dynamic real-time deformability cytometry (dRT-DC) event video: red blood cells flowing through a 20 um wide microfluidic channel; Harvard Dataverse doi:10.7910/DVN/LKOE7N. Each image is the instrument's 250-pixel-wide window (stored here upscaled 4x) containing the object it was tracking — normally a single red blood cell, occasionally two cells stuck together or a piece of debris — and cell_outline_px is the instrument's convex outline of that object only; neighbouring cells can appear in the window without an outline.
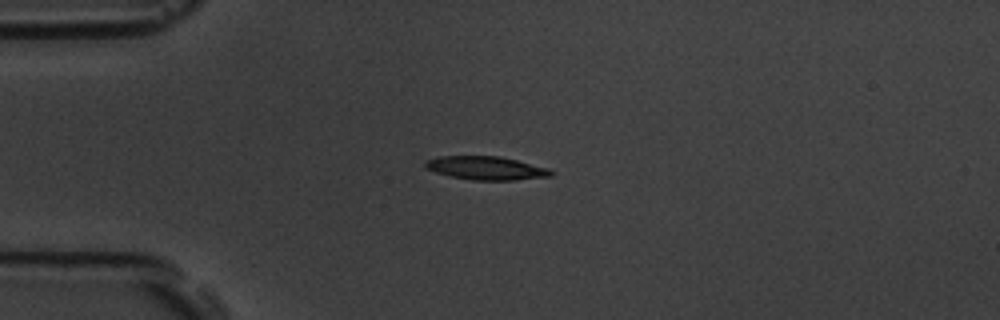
{"species": "common noctule bat (a hibernating species)", "species_latin": "Nyctalus noctula", "temperature_condition": "room temperature", "stored_images_in_passage": 44, "camera_frame_rate_fps": 3000, "um_per_image_px": 0.085, "animal": {"sex": "male", "body_mass_g": 19.5, "forearm_length_mm": 54.6}, "frame": {"image": 1, "passage_image": 1, "time_ms": 0.0, "image_size_px": [1000, 320], "cell_outline_px": [[556, 172], [552, 176], [516, 180], [472, 180], [448, 176], [424, 168], [424, 160], [440, 156], [500, 156], [548, 168]], "centroid_in_image_um": [41.3, 14.29], "position_along_channel_um": 43.7, "area_um2": 17.34}}
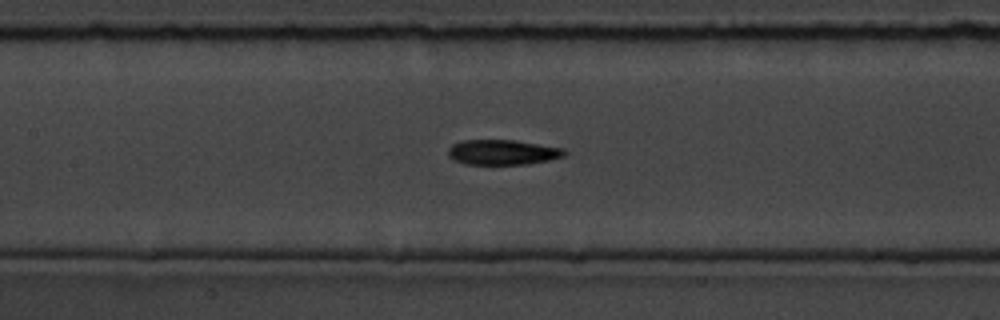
{"frame": {"image": 2, "passage_image": 13, "time_ms": 4.0, "image_size_px": [1000, 320], "cell_outline_px": [[568, 152], [564, 156], [548, 160], [524, 164], [464, 164], [448, 156], [448, 148], [452, 144], [460, 140], [516, 140], [564, 148]], "centroid_in_image_um": [42.72, 12.93], "position_along_channel_um": 164.7, "area_um2": 17.05}}
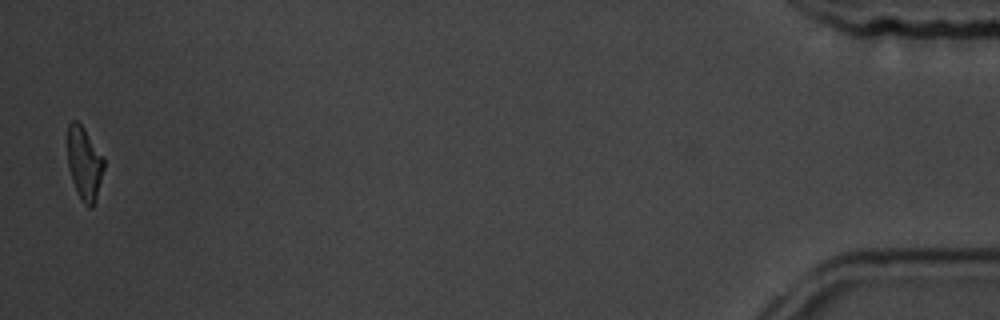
{"frame": {"image": 3, "passage_image": 43, "time_ms": 14.0, "image_size_px": [1000, 320], "cell_outline_px": [[104, 168], [96, 200], [92, 208], [88, 208], [80, 200], [76, 192], [68, 168], [68, 124], [72, 120], [76, 120], [84, 128], [104, 156]], "centroid_in_image_um": [7.18, 13.92], "position_along_channel_um": 428.0, "area_um2": 15.72}, "authors_computed_cell_mechanics": {"area_um2": 17.0799, "velocity_mm_per_s": 3.564, "shape_relaxation_time_tau1_ms": 3.626, "shape_relaxation_time_tau2_ms": 5.2972, "deformation_change_tau1": 0.1347, "deformation_change_tau2": 0.1423}}